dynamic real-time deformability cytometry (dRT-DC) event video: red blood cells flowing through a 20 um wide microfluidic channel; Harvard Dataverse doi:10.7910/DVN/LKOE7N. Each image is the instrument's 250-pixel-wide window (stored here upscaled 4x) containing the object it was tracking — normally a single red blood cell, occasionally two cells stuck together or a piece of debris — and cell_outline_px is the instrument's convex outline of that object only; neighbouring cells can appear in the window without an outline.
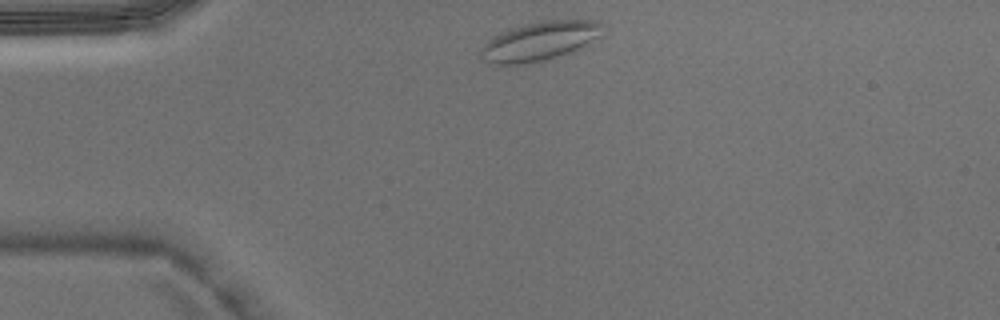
{"species": "Egyptian fruit bat (a non-hibernating species)", "species_latin": "Rousettus aegyptiacus", "temperature_condition": "warm", "stored_images_in_passage": 3, "camera_frame_rate_fps": 3000, "um_per_image_px": 0.085, "animal": {"sex": "male"}, "frame": {"image": 1, "passage_image": 1, "time_ms": 0.0, "image_size_px": [1000, 320], "cell_outline_px": [[604, 24], [600, 36], [584, 48], [572, 52], [532, 64], [496, 64], [484, 60], [480, 52], [484, 44], [492, 36], [512, 28], [544, 20], [596, 20]], "centroid_in_image_um": [45.94, 3.5], "position_along_channel_um": 39.1, "area_um2": 27.8}}